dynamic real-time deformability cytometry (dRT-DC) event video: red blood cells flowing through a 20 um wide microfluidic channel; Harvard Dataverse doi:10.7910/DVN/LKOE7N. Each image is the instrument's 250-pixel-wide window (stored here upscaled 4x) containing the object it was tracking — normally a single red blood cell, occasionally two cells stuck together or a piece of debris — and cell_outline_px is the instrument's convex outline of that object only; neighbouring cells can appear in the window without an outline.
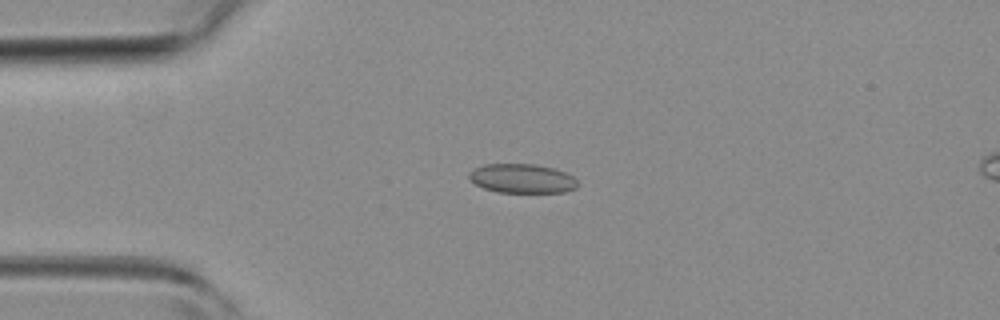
{"species": "common noctule bat (a hibernating species)", "species_latin": "Nyctalus noctula", "temperature_condition": "room temperature", "stored_images_in_passage": 45, "camera_frame_rate_fps": 3000, "um_per_image_px": 0.085, "animal": {"sex": "female", "body_mass_g": 19.3, "forearm_length_mm": 54.1}, "frame": {"image": 1, "passage_image": 10, "time_ms": 3.0, "image_size_px": [1000, 320], "cell_outline_px": [[576, 188], [564, 192], [496, 192], [484, 188], [476, 184], [468, 176], [468, 172], [472, 168], [484, 164], [536, 164], [552, 168], [564, 172], [572, 176], [576, 180]], "centroid_in_image_um": [44.33, 15.16], "position_along_channel_um": 40.7, "area_um2": 18.38}}
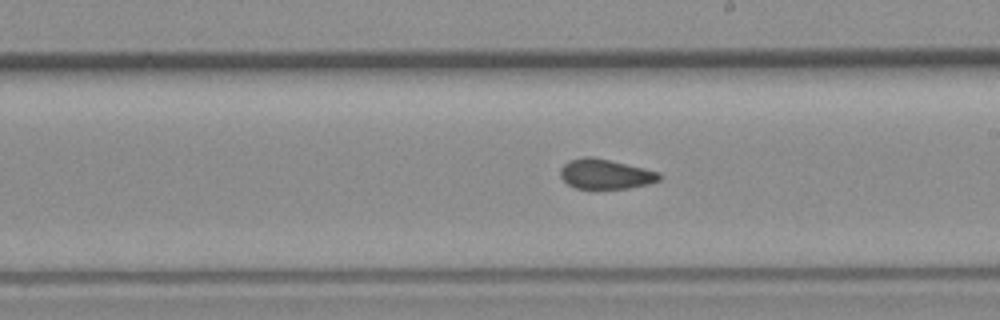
{"frame": {"image": 2, "passage_image": 25, "time_ms": 8.0, "image_size_px": [1000, 320], "cell_outline_px": [[660, 180], [648, 184], [628, 188], [576, 188], [568, 184], [560, 176], [560, 168], [568, 160], [584, 156], [592, 156], [644, 168], [660, 172]], "centroid_in_image_um": [51.44, 14.78], "position_along_channel_um": 237.6, "area_um2": 17.17}}
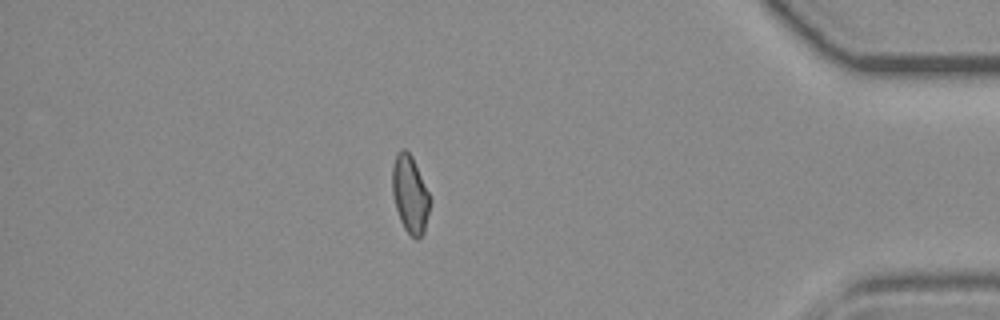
{"frame": {"image": 3, "passage_image": 39, "time_ms": 12.667, "image_size_px": [1000, 320], "cell_outline_px": [[428, 212], [424, 232], [416, 240], [404, 228], [400, 220], [396, 208], [392, 192], [392, 168], [396, 152], [400, 148], [404, 148], [412, 156], [428, 192]], "centroid_in_image_um": [34.81, 16.47], "position_along_channel_um": 400.4, "area_um2": 16.65}, "authors_computed_cell_mechanics": {"area_um2": 17.7446, "velocity_mm_per_s": 4.4215, "shape_relaxation_time_tau1_ms": null, "shape_relaxation_time_tau2_ms": 1.918, "deformation_change_tau1": null, "deformation_change_tau2": 0.0716}}